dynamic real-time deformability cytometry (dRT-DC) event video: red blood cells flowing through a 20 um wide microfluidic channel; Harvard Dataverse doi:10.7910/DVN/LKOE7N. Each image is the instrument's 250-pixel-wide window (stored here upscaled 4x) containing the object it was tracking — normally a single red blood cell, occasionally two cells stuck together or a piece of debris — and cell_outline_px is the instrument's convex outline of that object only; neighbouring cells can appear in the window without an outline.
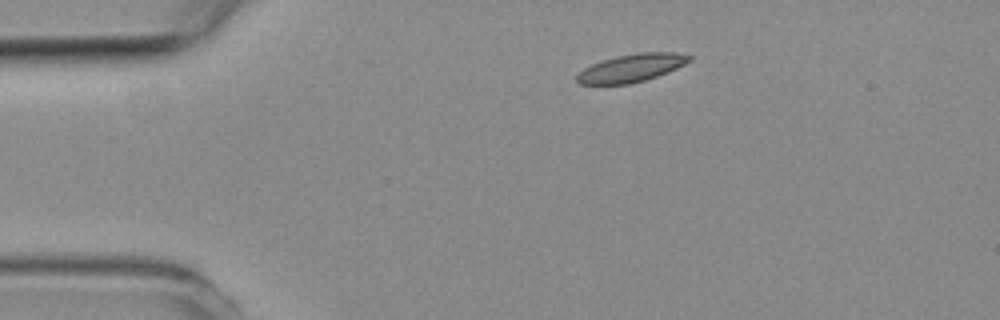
{"species": "common noctule bat (a hibernating species)", "species_latin": "Nyctalus noctula", "temperature_condition": "room temperature", "stored_images_in_passage": 3, "camera_frame_rate_fps": 3000, "um_per_image_px": 0.085, "animal": {"sex": "female", "body_mass_g": 19.3, "forearm_length_mm": 54.1}, "frame": {"image": 1, "passage_image": 1, "time_ms": 0.0, "image_size_px": [1000, 320], "cell_outline_px": [[692, 60], [668, 72], [644, 80], [628, 84], [580, 84], [576, 80], [576, 76], [584, 68], [592, 64], [616, 56], [640, 52], [676, 52], [692, 56]], "centroid_in_image_um": [53.69, 5.77], "position_along_channel_um": 31.3, "area_um2": 18.09}}